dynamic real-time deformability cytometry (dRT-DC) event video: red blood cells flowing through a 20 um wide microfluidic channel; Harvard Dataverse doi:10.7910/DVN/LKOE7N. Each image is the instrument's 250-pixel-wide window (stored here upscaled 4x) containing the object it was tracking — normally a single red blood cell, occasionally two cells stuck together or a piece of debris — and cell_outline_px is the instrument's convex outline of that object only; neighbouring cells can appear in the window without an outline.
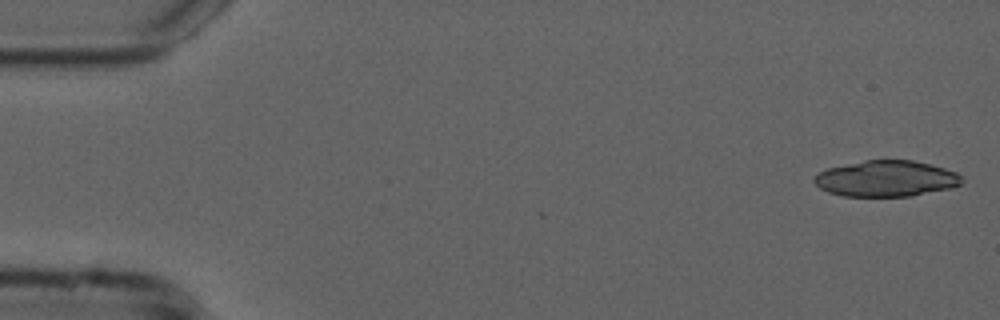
{"species": "common noctule bat (a hibernating species)", "species_latin": "Nyctalus noctula", "temperature_condition": "cold", "stored_images_in_passage": 19, "camera_frame_rate_fps": 3000, "um_per_image_px": 0.085, "animal": {"sex": "male", "forearm_length_mm": 52.5}, "frame": {"image": 1, "passage_image": 1, "time_ms": 0.0, "image_size_px": [1000, 320], "cell_outline_px": [[964, 180], [960, 184], [952, 188], [912, 196], [844, 196], [828, 192], [820, 188], [812, 180], [820, 172], [828, 168], [864, 160], [912, 160], [944, 168], [956, 172]], "centroid_in_image_um": [75.34, 15.19], "position_along_channel_um": 9.7, "area_um2": 30.87}}